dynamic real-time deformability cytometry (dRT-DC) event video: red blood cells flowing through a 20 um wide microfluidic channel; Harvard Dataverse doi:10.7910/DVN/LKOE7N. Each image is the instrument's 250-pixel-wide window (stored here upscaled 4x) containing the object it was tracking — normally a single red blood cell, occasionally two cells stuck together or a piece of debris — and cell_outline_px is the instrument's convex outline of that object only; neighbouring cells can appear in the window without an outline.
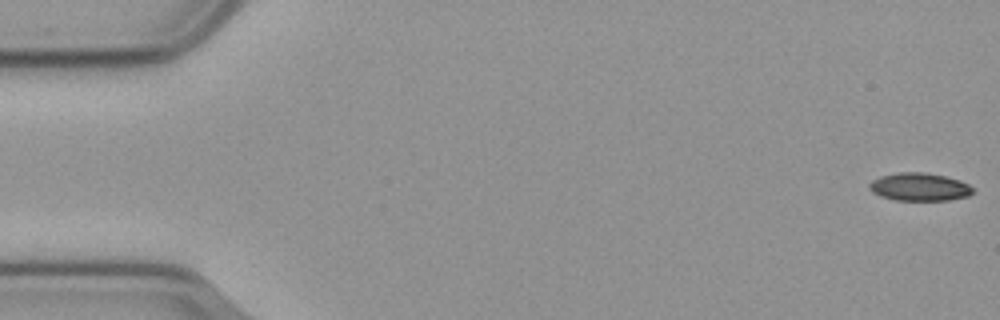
{"species": "common noctule bat (a hibernating species)", "species_latin": "Nyctalus noctula", "temperature_condition": "cold", "stored_images_in_passage": 54, "camera_frame_rate_fps": 3000, "um_per_image_px": 0.085, "animal": {"sex": "male", "body_mass_g": 23.1, "forearm_length_mm": 52.7}, "frame": {"image": 1, "passage_image": 1, "time_ms": 0.0, "image_size_px": [1000, 320], "cell_outline_px": [[972, 192], [968, 196], [948, 200], [896, 200], [880, 196], [872, 192], [868, 188], [868, 184], [872, 180], [880, 176], [900, 172], [924, 172], [944, 176], [960, 180], [968, 184], [972, 188]], "centroid_in_image_um": [78.11, 15.88], "position_along_channel_um": 6.9, "area_um2": 16.82}}
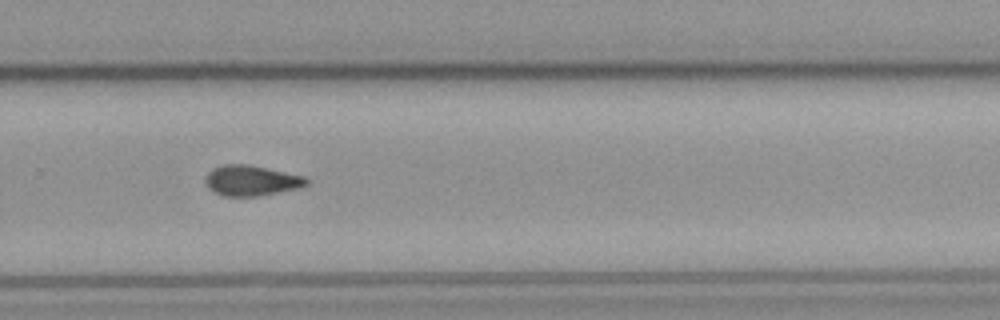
{"frame": {"image": 2, "passage_image": 38, "time_ms": 12.333, "image_size_px": [1000, 320], "cell_outline_px": [[308, 184], [304, 188], [256, 196], [224, 196], [208, 188], [204, 180], [208, 172], [212, 168], [224, 164], [244, 164], [304, 176], [308, 180]], "centroid_in_image_um": [21.37, 15.36], "position_along_channel_um": 308.4, "area_um2": 17.86}}
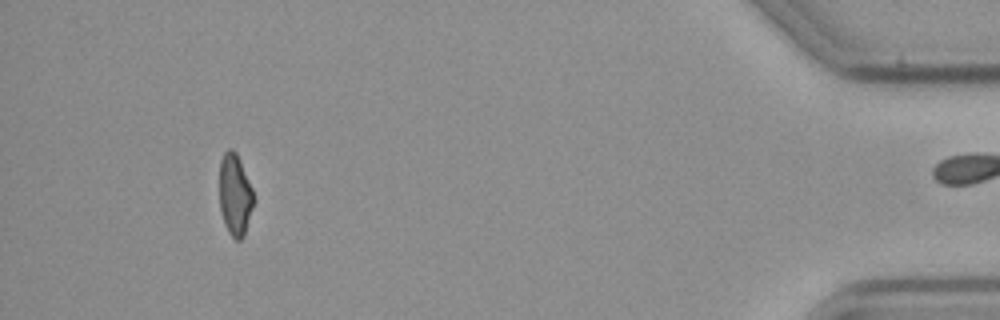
{"frame": {"image": 3, "passage_image": 53, "time_ms": 17.333, "image_size_px": [1000, 320], "cell_outline_px": [[252, 208], [244, 236], [240, 240], [236, 240], [228, 232], [224, 224], [220, 208], [220, 160], [224, 152], [228, 148], [232, 148], [236, 152], [240, 160], [252, 188]], "centroid_in_image_um": [19.95, 16.54], "position_along_channel_um": 415.3, "area_um2": 16.07}, "authors_computed_cell_mechanics": {"area_um2": 17.6868, "velocity_mm_per_s": 3.6016, "shape_relaxation_time_tau1_ms": 8.3293, "shape_relaxation_time_tau2_ms": null, "deformation_change_tau1": 0.1647, "deformation_change_tau2": null}}